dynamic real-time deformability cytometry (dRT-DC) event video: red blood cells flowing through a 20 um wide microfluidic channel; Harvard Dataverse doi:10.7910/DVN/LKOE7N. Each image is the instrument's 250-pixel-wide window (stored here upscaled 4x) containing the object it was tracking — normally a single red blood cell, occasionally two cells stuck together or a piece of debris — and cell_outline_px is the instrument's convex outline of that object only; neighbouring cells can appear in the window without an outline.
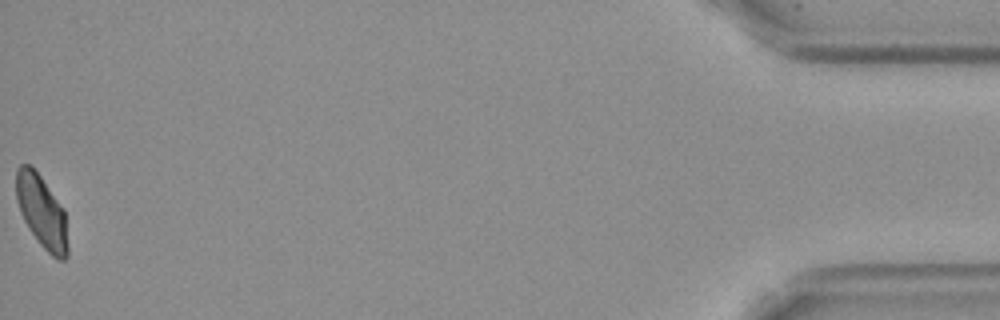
{"species": "Egyptian fruit bat (a non-hibernating species)", "species_latin": "Rousettus aegyptiacus", "temperature_condition": "cold", "stored_images_in_passage": 58, "camera_frame_rate_fps": 3000, "um_per_image_px": 0.085, "frame": {"image": 1, "passage_image": 58, "time_ms": 19.0, "image_size_px": [1000, 320], "cell_outline_px": [[68, 256], [64, 260], [56, 260], [40, 244], [28, 228], [20, 212], [16, 200], [16, 168], [20, 164], [28, 164], [40, 176], [64, 208], [68, 244]], "centroid_in_image_um": [3.55, 18.02], "position_along_channel_um": 431.6, "area_um2": 21.91}, "authors_computed_cell_mechanics": {"area_um2": 22.8888, "velocity_mm_per_s": 3.5525, "shape_relaxation_time_tau1_ms": 7.0551, "shape_relaxation_time_tau2_ms": 2.1978, "deformation_change_tau1": 0.1538, "deformation_change_tau2": 0.0704}}